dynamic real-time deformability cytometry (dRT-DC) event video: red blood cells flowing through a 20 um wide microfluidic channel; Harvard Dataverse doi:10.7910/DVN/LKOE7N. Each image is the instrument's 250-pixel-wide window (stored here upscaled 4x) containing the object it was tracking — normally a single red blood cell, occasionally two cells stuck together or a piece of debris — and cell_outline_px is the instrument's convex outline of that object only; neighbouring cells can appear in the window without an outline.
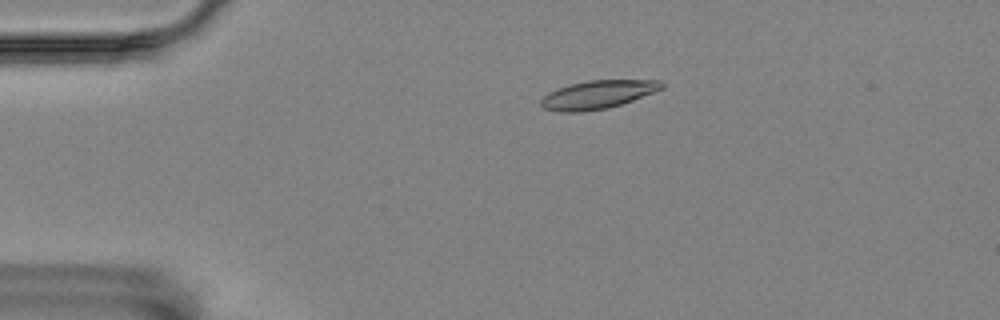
{"species": "Egyptian fruit bat (a non-hibernating species)", "species_latin": "Rousettus aegyptiacus", "temperature_condition": "room temperature", "stored_images_in_passage": 55, "camera_frame_rate_fps": 3000, "um_per_image_px": 0.085, "animal": {"sex": "female"}, "frame": {"image": 1, "passage_image": 9, "time_ms": 2.667, "image_size_px": [1000, 320], "cell_outline_px": [[664, 88], [632, 100], [608, 108], [580, 112], [560, 112], [544, 108], [540, 104], [540, 100], [548, 92], [572, 84], [588, 80], [660, 80], [664, 84]], "centroid_in_image_um": [50.8, 8.04], "position_along_channel_um": 34.2, "area_um2": 19.71}}
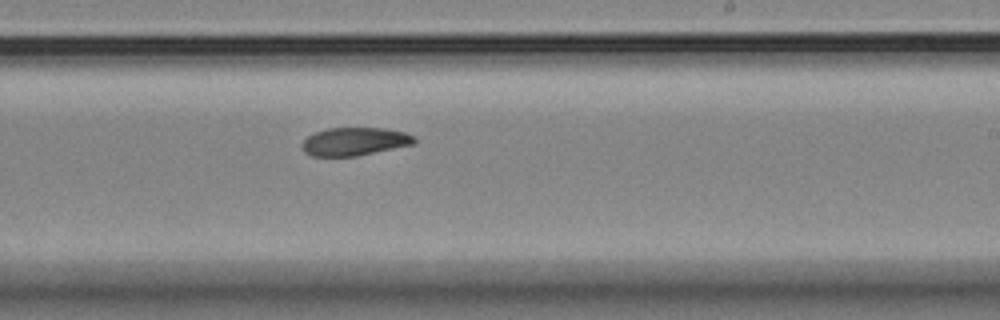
{"frame": {"image": 2, "passage_image": 32, "time_ms": 10.333, "image_size_px": [1000, 320], "cell_outline_px": [[416, 144], [356, 156], [312, 156], [304, 152], [300, 144], [308, 136], [316, 132], [328, 128], [384, 128], [404, 132], [416, 136]], "centroid_in_image_um": [30.16, 12.03], "position_along_channel_um": 258.8, "area_um2": 18.5}}
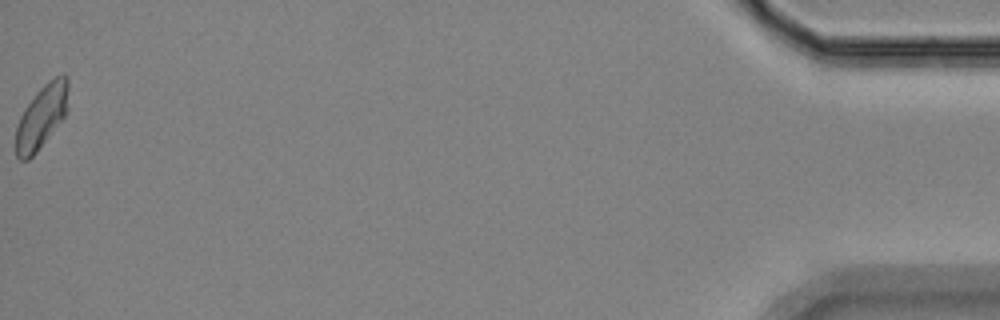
{"frame": {"image": 3, "passage_image": 55, "time_ms": 18.0, "image_size_px": [1000, 320], "cell_outline_px": [[68, 112], [36, 152], [28, 160], [20, 160], [16, 156], [16, 128], [20, 116], [24, 108], [36, 92], [48, 80], [64, 72], [68, 76]], "centroid_in_image_um": [3.56, 9.87], "position_along_channel_um": 431.6, "area_um2": 19.54}, "authors_computed_cell_mechanics": {"area_um2": 19.074, "velocity_mm_per_s": 3.4809, "shape_relaxation_time_tau1_ms": null, "shape_relaxation_time_tau2_ms": 4.6716, "deformation_change_tau1": null, "deformation_change_tau2": 0.1003}}